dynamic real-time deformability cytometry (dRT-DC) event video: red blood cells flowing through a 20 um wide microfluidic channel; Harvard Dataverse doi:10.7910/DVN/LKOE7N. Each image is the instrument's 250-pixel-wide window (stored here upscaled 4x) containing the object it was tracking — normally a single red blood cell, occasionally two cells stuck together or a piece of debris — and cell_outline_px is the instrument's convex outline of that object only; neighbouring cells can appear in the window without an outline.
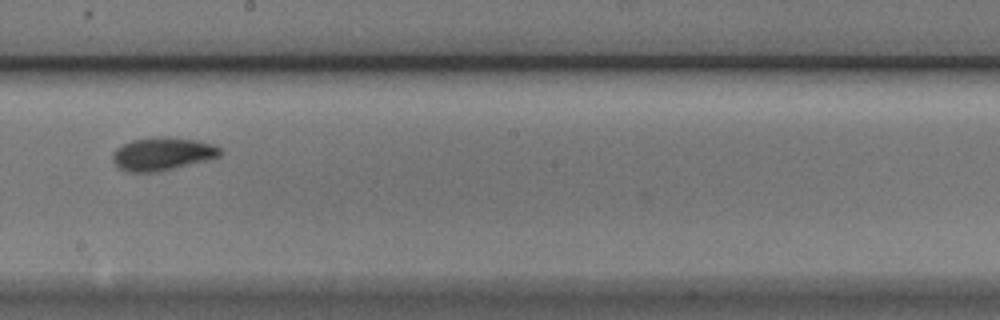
{"species": "Egyptian fruit bat (a non-hibernating species)", "species_latin": "Rousettus aegyptiacus", "temperature_condition": "cold", "stored_images_in_passage": 8, "camera_frame_rate_fps": 3000, "um_per_image_px": 0.085, "animal": {"sex": "male"}, "frame": {"image": 1, "passage_image": 6, "time_ms": 1.667, "image_size_px": [1000, 320], "cell_outline_px": [[224, 152], [220, 156], [156, 172], [128, 172], [120, 168], [112, 160], [112, 152], [116, 148], [132, 140], [156, 136], [168, 136], [196, 140], [212, 144], [220, 148]], "centroid_in_image_um": [13.78, 13.06], "position_along_channel_um": 234.4, "area_um2": 20.58}}
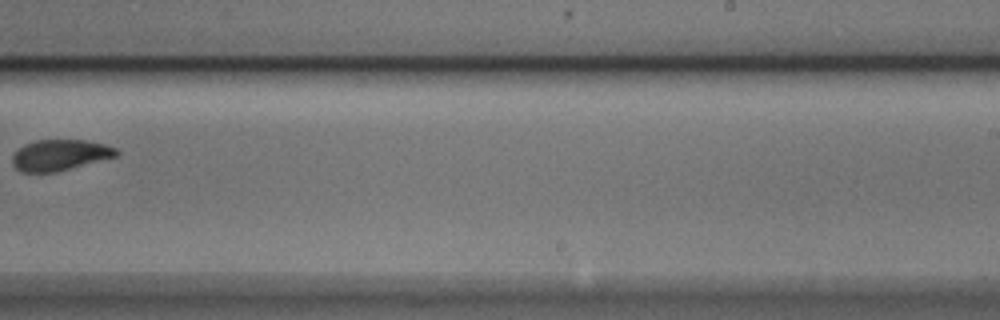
{"frame": {"image": 2, "passage_image": 7, "time_ms": 2.0, "image_size_px": [1000, 320], "cell_outline_px": [[120, 152], [116, 156], [56, 172], [20, 172], [12, 164], [12, 156], [24, 144], [36, 140], [84, 140], [104, 144], [116, 148]], "centroid_in_image_um": [5.07, 13.18], "position_along_channel_um": 283.9, "area_um2": 18.61}}
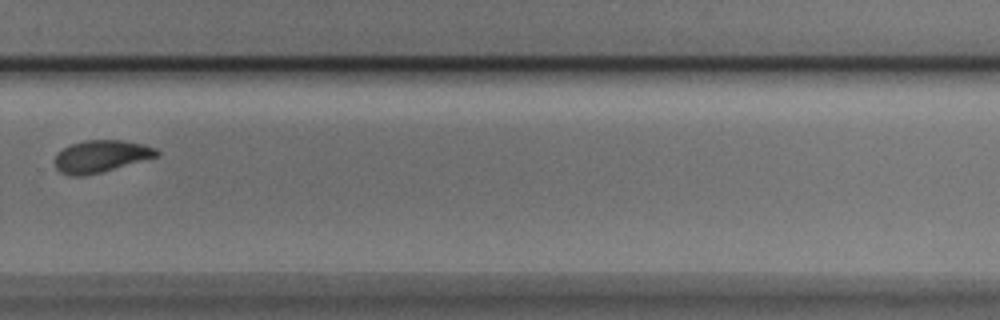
{"frame": {"image": 3, "passage_image": 8, "time_ms": 2.333, "image_size_px": [1000, 320], "cell_outline_px": [[160, 156], [100, 172], [84, 176], [68, 176], [60, 172], [56, 168], [56, 156], [64, 148], [72, 144], [84, 140], [120, 140], [144, 144], [156, 148], [160, 152]], "centroid_in_image_um": [8.62, 13.28], "position_along_channel_um": 321.2, "area_um2": 18.96}}